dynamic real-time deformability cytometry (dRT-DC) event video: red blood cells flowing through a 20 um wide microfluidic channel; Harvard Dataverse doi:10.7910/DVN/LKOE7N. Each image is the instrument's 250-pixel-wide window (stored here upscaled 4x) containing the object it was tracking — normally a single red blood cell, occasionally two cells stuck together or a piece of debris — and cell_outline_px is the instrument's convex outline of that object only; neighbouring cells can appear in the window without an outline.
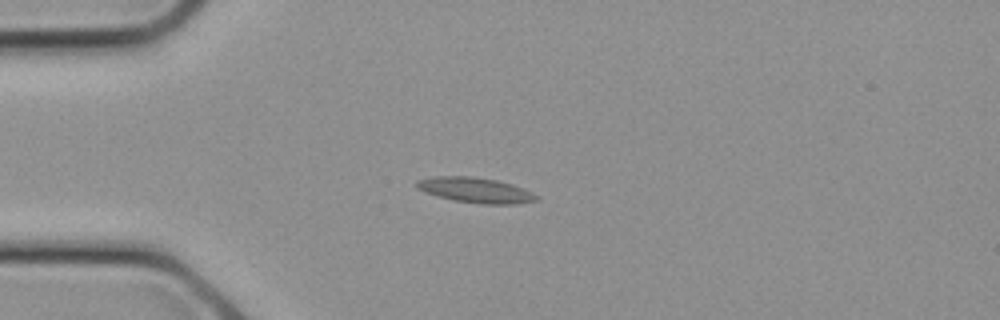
{"species": "common noctule bat (a hibernating species)", "species_latin": "Nyctalus noctula", "temperature_condition": "cold", "stored_images_in_passage": 5, "camera_frame_rate_fps": 3000, "um_per_image_px": 0.085, "animal": {"sex": "female", "body_mass_g": 21.9}, "frame": {"image": 1, "passage_image": 2, "time_ms": 0.333, "image_size_px": [1000, 320], "cell_outline_px": [[540, 200], [516, 204], [480, 204], [452, 200], [424, 192], [416, 188], [416, 180], [436, 176], [472, 176], [496, 180], [512, 184], [524, 188], [540, 196]], "centroid_in_image_um": [40.45, 16.17], "position_along_channel_um": 44.6, "area_um2": 17.86}}
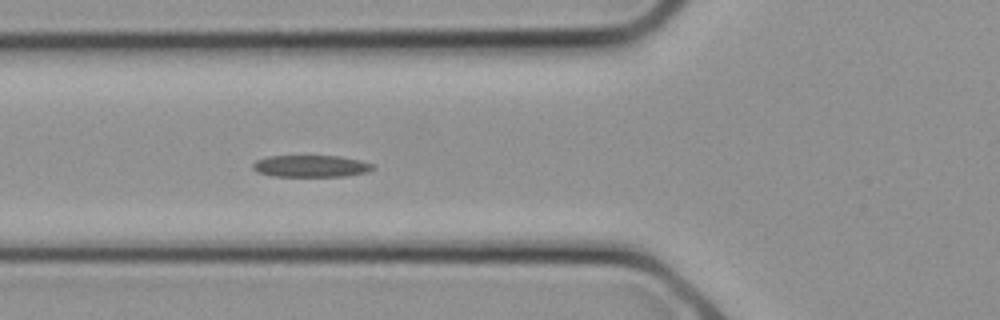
{"frame": {"image": 2, "passage_image": 5, "time_ms": 1.333, "image_size_px": [1000, 320], "cell_outline_px": [[376, 168], [368, 172], [344, 176], [272, 176], [256, 172], [252, 168], [252, 164], [256, 160], [268, 156], [340, 156], [360, 160], [372, 164]], "centroid_in_image_um": [26.41, 14.12], "position_along_channel_um": 99.4, "area_um2": 15.37}}